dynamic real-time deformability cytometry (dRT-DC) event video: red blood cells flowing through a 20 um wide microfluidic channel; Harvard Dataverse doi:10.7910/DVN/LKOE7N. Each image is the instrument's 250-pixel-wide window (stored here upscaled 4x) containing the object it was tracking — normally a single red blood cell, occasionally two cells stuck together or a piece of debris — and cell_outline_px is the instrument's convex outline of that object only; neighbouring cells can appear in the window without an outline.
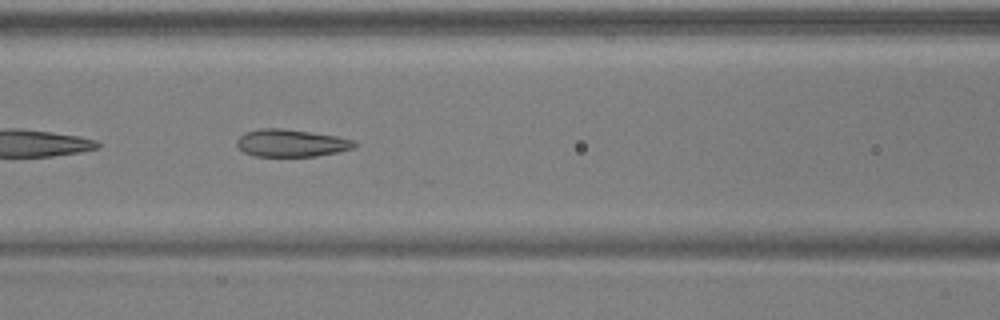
{"species": "common noctule bat (a hibernating species)", "species_latin": "Nyctalus noctula", "temperature_condition": "warm", "stored_images_in_passage": 36, "camera_frame_rate_fps": 3000, "um_per_image_px": 0.085, "animal": {"sex": "male", "body_mass_g": 17.9, "forearm_length_mm": 54.2}, "frame": {"image": 1, "passage_image": 11, "time_ms": 3.333, "image_size_px": [1000, 320], "cell_outline_px": [[356, 144], [352, 148], [336, 152], [316, 156], [256, 156], [244, 152], [236, 144], [236, 140], [244, 132], [260, 128], [284, 128], [336, 136], [352, 140]], "centroid_in_image_um": [24.69, 12.15], "position_along_channel_um": 141.9, "area_um2": 18.61}, "authors_computed_cell_mechanics": {"area_um2": 19.8543, "velocity_mm_per_s": 3.9273, "shape_relaxation_time_tau1_ms": null, "shape_relaxation_time_tau2_ms": 1.2519, "deformation_change_tau1": null, "deformation_change_tau2": 0.0923}}